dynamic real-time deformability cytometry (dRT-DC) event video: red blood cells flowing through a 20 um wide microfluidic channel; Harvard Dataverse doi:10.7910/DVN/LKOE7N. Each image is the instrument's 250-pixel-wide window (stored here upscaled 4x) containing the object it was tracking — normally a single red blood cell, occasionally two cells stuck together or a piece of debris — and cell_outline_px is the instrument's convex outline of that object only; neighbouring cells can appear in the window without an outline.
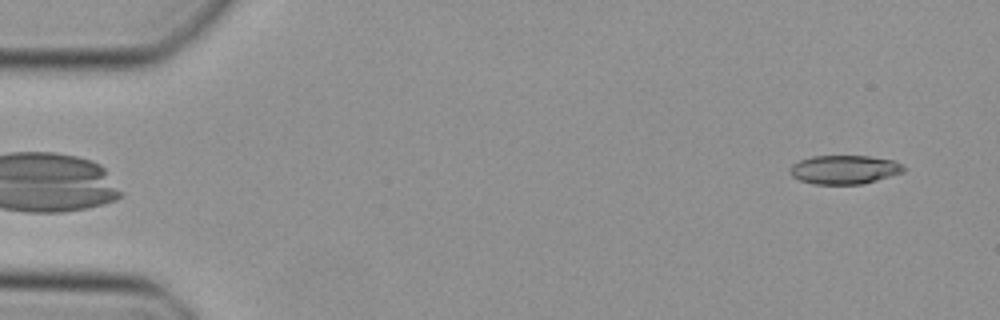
{"species": "Egyptian fruit bat (a non-hibernating species)", "species_latin": "Rousettus aegyptiacus", "temperature_condition": "cold", "stored_images_in_passage": 26, "camera_frame_rate_fps": 3000, "um_per_image_px": 0.085, "animal": {"sex": "female"}, "frame": {"image": 1, "passage_image": 1, "time_ms": 0.0, "image_size_px": [1000, 320], "cell_outline_px": [[904, 172], [864, 184], [812, 184], [800, 180], [792, 176], [792, 164], [800, 160], [812, 156], [868, 156], [892, 160], [900, 164], [904, 168]], "centroid_in_image_um": [71.78, 14.42], "position_along_channel_um": 13.2, "area_um2": 18.9}}